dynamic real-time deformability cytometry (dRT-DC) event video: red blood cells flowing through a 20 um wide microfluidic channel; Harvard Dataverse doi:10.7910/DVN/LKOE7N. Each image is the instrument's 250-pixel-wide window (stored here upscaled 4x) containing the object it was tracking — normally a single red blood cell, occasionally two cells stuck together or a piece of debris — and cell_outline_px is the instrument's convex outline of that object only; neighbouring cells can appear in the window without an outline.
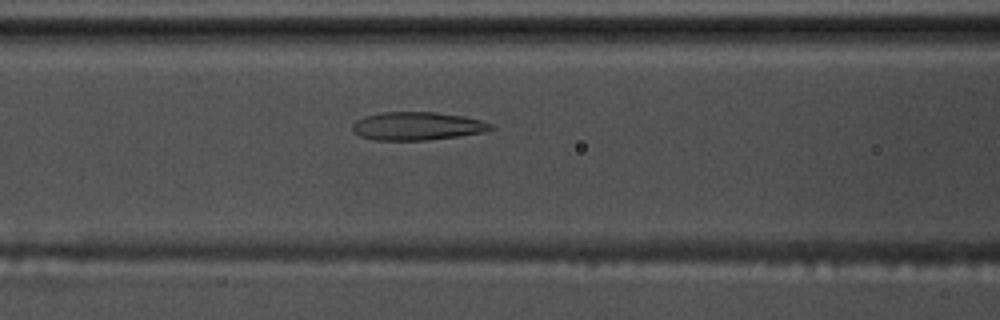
{"species": "common noctule bat (a hibernating species)", "species_latin": "Nyctalus noctula", "temperature_condition": "warm", "stored_images_in_passage": 49, "segment_of_instrument_passage": [1, 2], "camera_frame_rate_fps": 3000, "um_per_image_px": 0.085, "animal": {"sex": "male", "body_mass_g": 17.5, "forearm_length_mm": 52.3}, "frame": {"image": 1, "passage_image": 23, "time_ms": 7.333, "image_size_px": [1000, 320], "cell_outline_px": [[496, 128], [484, 132], [428, 140], [372, 140], [360, 136], [352, 132], [352, 124], [356, 120], [364, 116], [380, 112], [436, 112], [460, 116], [480, 120], [492, 124]], "centroid_in_image_um": [35.41, 10.72], "position_along_channel_um": 131.2, "area_um2": 22.77}}
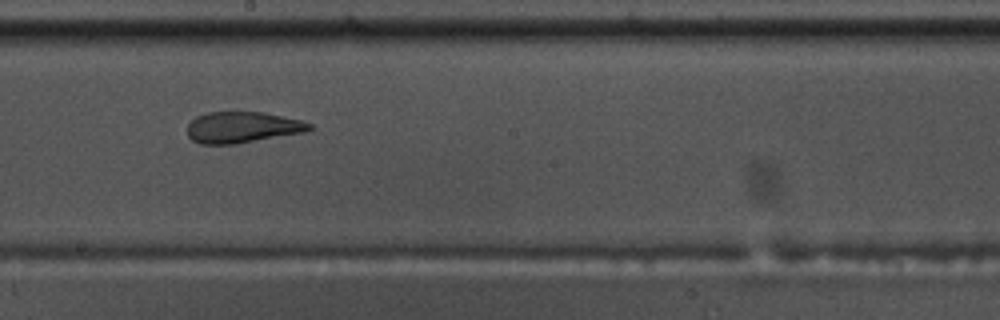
{"frame": {"image": 2, "passage_image": 31, "time_ms": 10.0, "image_size_px": [1000, 320], "cell_outline_px": [[312, 128], [304, 132], [236, 144], [200, 144], [192, 140], [188, 136], [188, 124], [196, 116], [208, 112], [264, 112], [304, 120], [312, 124]], "centroid_in_image_um": [20.61, 10.82], "position_along_channel_um": 227.6, "area_um2": 22.25}}
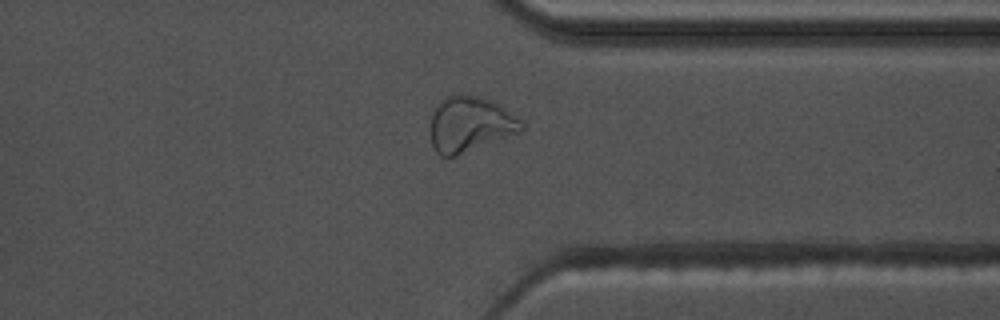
{"frame": {"image": 3, "passage_image": 43, "time_ms": 14.0, "image_size_px": [1000, 320], "cell_outline_px": [[524, 128], [520, 132], [456, 156], [440, 156], [436, 152], [432, 144], [428, 132], [428, 124], [432, 108], [444, 96], [476, 96], [500, 104], [524, 120]], "centroid_in_image_um": [39.91, 10.57], "position_along_channel_um": 371.5, "area_um2": 29.94}}